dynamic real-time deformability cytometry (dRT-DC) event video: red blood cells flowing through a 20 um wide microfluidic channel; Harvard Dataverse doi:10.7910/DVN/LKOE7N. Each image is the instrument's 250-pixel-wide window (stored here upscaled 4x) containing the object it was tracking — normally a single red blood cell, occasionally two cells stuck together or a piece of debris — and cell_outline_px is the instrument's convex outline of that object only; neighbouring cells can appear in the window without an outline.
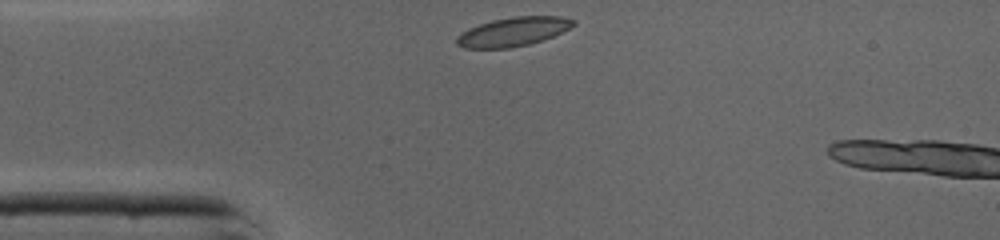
{"species": "common noctule bat (a hibernating species)", "species_latin": "Nyctalus noctula", "temperature_condition": "cold", "stored_images_in_passage": 4, "camera_frame_rate_fps": 3000, "um_per_image_px": 0.085, "animal": {"sex": "male", "body_mass_g": 19.0, "forearm_length_mm": 50.8}, "frame": {"image": 1, "passage_image": 1, "time_ms": 0.0, "image_size_px": [1000, 240], "cell_outline_px": [[576, 24], [552, 36], [528, 44], [508, 48], [464, 48], [456, 44], [456, 36], [460, 32], [468, 28], [492, 20], [512, 16], [560, 16], [576, 20]], "centroid_in_image_um": [43.57, 2.68], "position_along_channel_um": 41.4, "area_um2": 19.59}}